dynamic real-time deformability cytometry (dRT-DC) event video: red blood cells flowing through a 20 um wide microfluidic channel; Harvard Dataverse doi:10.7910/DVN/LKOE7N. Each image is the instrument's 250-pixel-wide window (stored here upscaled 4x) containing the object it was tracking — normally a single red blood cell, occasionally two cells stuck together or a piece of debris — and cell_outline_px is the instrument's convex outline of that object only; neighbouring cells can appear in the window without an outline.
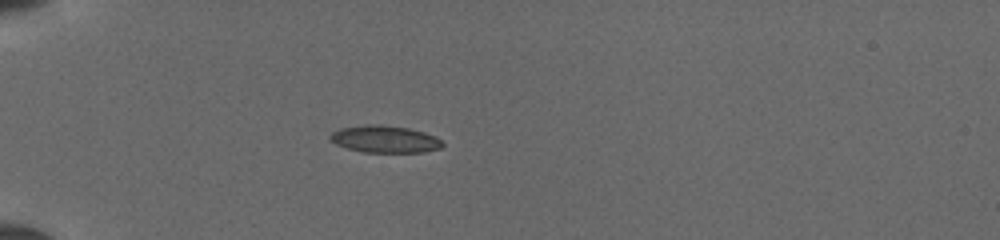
{"species": "common noctule bat (a hibernating species)", "species_latin": "Nyctalus noctula", "temperature_condition": "cold", "stored_images_in_passage": 36, "camera_frame_rate_fps": 3000, "um_per_image_px": 0.085, "animal": {"sex": "female", "body_mass_g": 19.5, "forearm_length_mm": 54.1}, "frame": {"image": 1, "passage_image": 1, "time_ms": 0.0, "image_size_px": [1000, 240], "cell_outline_px": [[444, 144], [440, 148], [424, 152], [364, 152], [348, 148], [336, 144], [328, 136], [332, 132], [340, 128], [364, 124], [380, 124], [408, 128], [424, 132], [436, 136]], "centroid_in_image_um": [32.71, 11.82], "position_along_channel_um": 52.3, "area_um2": 17.74}}
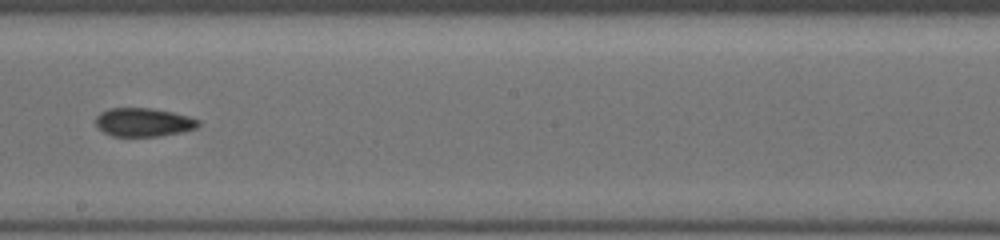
{"frame": {"image": 2, "passage_image": 16, "time_ms": 5.0, "image_size_px": [1000, 240], "cell_outline_px": [[200, 124], [196, 128], [184, 132], [160, 136], [112, 136], [104, 132], [96, 124], [96, 116], [100, 112], [108, 108], [152, 108], [172, 112], [188, 116], [200, 120]], "centroid_in_image_um": [12.22, 10.39], "position_along_channel_um": 236.0, "area_um2": 17.17}}
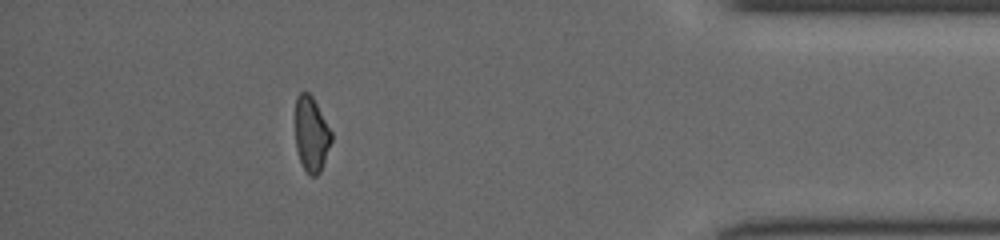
{"frame": {"image": 3, "passage_image": 31, "time_ms": 10.0, "image_size_px": [1000, 240], "cell_outline_px": [[332, 140], [320, 172], [316, 176], [308, 176], [300, 160], [296, 148], [296, 96], [300, 92], [308, 92], [312, 96], [332, 132]], "centroid_in_image_um": [26.47, 11.42], "position_along_channel_um": 408.7, "area_um2": 15.66}}